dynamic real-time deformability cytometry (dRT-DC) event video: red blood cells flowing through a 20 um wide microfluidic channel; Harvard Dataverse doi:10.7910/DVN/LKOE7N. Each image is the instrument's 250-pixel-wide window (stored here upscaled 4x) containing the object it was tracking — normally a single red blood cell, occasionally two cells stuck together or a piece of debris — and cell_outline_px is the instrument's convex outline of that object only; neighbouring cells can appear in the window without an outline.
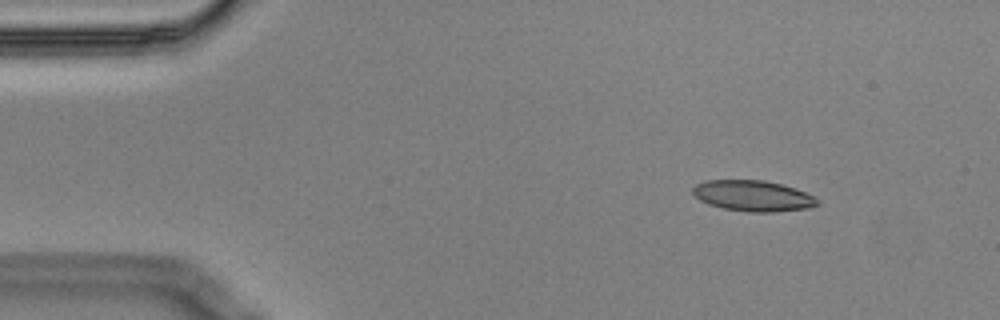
{"species": "Egyptian fruit bat (a non-hibernating species)", "species_latin": "Rousettus aegyptiacus", "temperature_condition": "cold", "stored_images_in_passage": 11, "camera_frame_rate_fps": 3000, "um_per_image_px": 0.085, "animal": {"sex": "male"}, "frame": {"image": 1, "passage_image": 2, "time_ms": 0.333, "image_size_px": [1000, 320], "cell_outline_px": [[820, 204], [808, 208], [776, 212], [748, 212], [724, 208], [708, 204], [700, 200], [692, 192], [692, 188], [696, 184], [704, 180], [764, 180], [796, 188], [820, 200]], "centroid_in_image_um": [64.01, 16.64], "position_along_channel_um": 21.0, "area_um2": 22.43}}
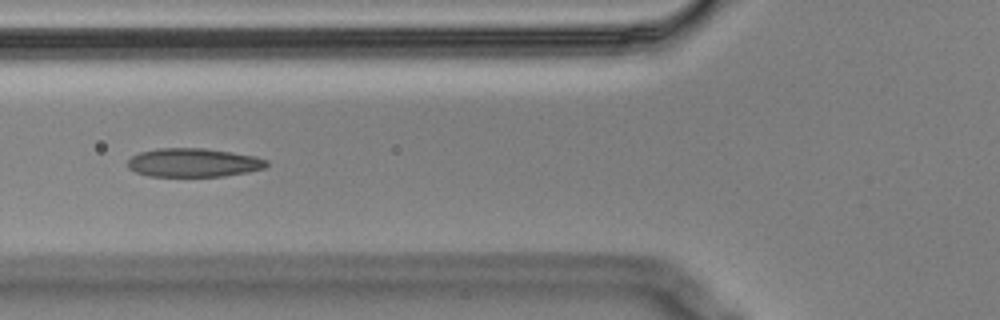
{"frame": {"image": 2, "passage_image": 6, "time_ms": 1.667, "image_size_px": [1000, 320], "cell_outline_px": [[268, 164], [264, 168], [248, 172], [224, 176], [148, 176], [136, 172], [128, 168], [128, 160], [132, 156], [140, 152], [160, 148], [204, 148], [232, 152], [256, 156], [268, 160]], "centroid_in_image_um": [16.46, 13.82], "position_along_channel_um": 109.3, "area_um2": 23.24}}
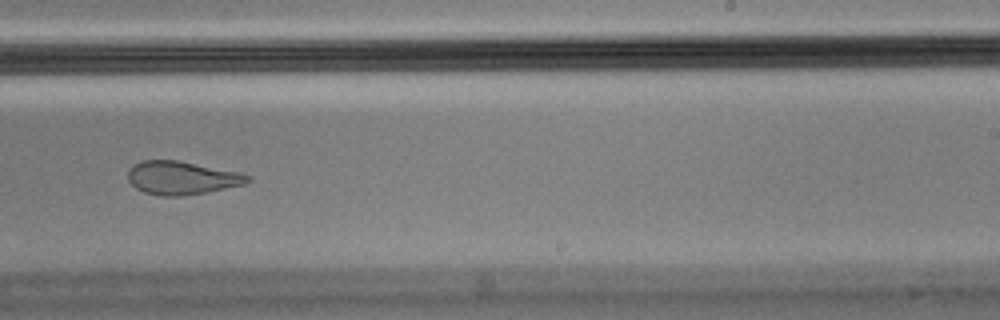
{"frame": {"image": 3, "passage_image": 10, "time_ms": 3.0, "image_size_px": [1000, 320], "cell_outline_px": [[252, 180], [244, 184], [204, 192], [180, 196], [160, 196], [144, 192], [136, 188], [128, 180], [128, 172], [132, 164], [140, 160], [176, 160], [244, 172], [252, 176]], "centroid_in_image_um": [15.47, 15.1], "position_along_channel_um": 273.5, "area_um2": 23.41}}